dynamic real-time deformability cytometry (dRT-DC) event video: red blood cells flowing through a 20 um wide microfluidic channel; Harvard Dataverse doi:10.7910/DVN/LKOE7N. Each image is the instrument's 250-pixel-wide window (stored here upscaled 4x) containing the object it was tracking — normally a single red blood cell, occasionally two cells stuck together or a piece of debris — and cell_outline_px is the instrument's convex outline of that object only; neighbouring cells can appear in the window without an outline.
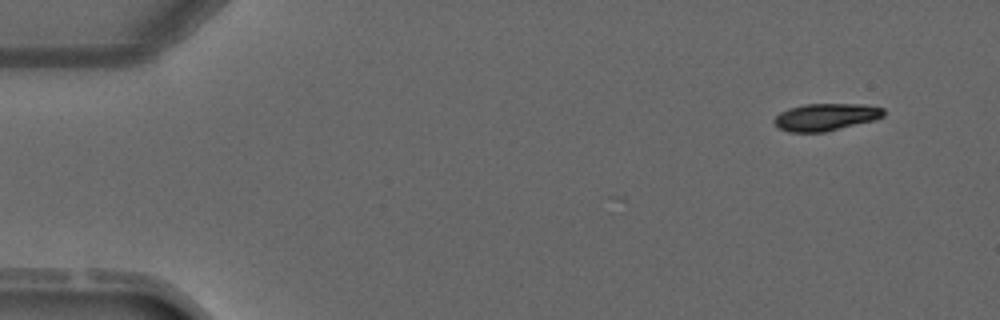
{"species": "common noctule bat (a hibernating species)", "species_latin": "Nyctalus noctula", "temperature_condition": "warm", "stored_images_in_passage": 5, "camera_frame_rate_fps": 3000, "um_per_image_px": 0.085, "animal": {"sex": "male", "forearm_length_mm": 52.5}, "frame": {"image": 1, "passage_image": 1, "time_ms": 0.0, "image_size_px": [1000, 320], "cell_outline_px": [[884, 116], [876, 120], [824, 132], [788, 132], [780, 128], [772, 120], [780, 112], [788, 108], [804, 104], [864, 104], [884, 108]], "centroid_in_image_um": [70.2, 9.94], "position_along_channel_um": 14.8, "area_um2": 17.46}}